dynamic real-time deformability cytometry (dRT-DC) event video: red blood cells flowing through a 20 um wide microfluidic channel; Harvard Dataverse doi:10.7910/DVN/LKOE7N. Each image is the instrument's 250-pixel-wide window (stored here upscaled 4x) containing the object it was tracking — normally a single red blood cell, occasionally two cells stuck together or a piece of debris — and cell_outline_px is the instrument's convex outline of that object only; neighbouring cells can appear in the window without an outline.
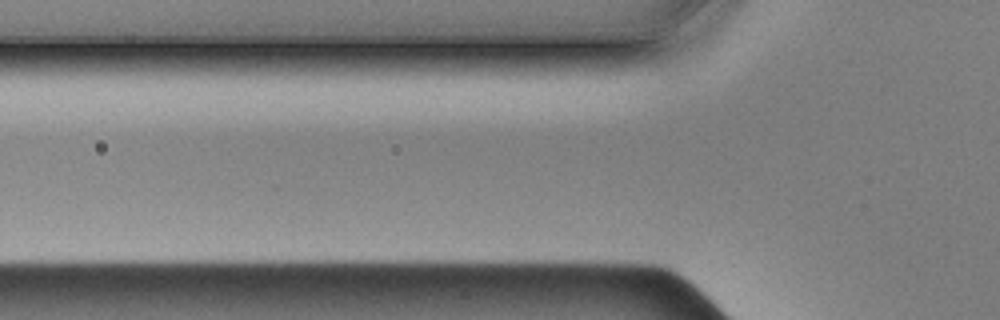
{"species": "Egyptian fruit bat (a non-hibernating species)", "species_latin": "Rousettus aegyptiacus", "temperature_condition": "cold", "stored_images_in_passage": 3, "camera_frame_rate_fps": 3000, "um_per_image_px": 0.085, "animal": {"sex": "male"}, "frame": {"image": 1, "passage_image": 2, "time_ms": 0.333, "image_size_px": [1000, 320], "cell_outline_px": [[760, 68], [728, 96], [716, 104], [708, 108], [676, 116], [656, 116], [656, 108], [756, 60], [760, 60]], "centroid_in_image_um": [60.25, 7.87], "position_along_channel_um": 65.6, "area_um2": 13.99}}